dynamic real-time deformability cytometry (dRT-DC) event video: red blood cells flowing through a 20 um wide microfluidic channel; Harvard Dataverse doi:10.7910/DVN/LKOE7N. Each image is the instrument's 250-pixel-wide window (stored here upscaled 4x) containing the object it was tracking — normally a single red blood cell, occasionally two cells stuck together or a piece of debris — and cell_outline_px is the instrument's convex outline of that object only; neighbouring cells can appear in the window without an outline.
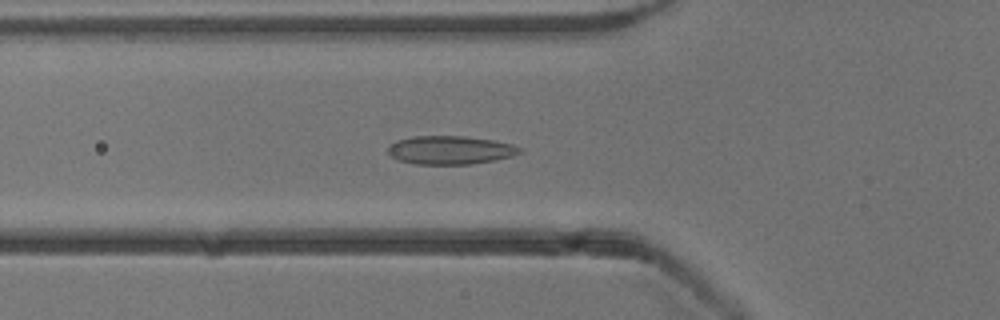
{"species": "common noctule bat (a hibernating species)", "species_latin": "Nyctalus noctula", "temperature_condition": "cold", "stored_images_in_passage": 51, "camera_frame_rate_fps": 3000, "um_per_image_px": 0.085, "animal": {"sex": "male", "body_mass_g": 13.3}, "frame": {"image": 1, "passage_image": 17, "time_ms": 5.333, "image_size_px": [1000, 320], "cell_outline_px": [[524, 152], [512, 156], [472, 164], [412, 164], [396, 160], [388, 156], [388, 144], [396, 140], [412, 136], [464, 136], [492, 140], [512, 144], [520, 148]], "centroid_in_image_um": [38.2, 12.76], "position_along_channel_um": 87.6, "area_um2": 22.08}}
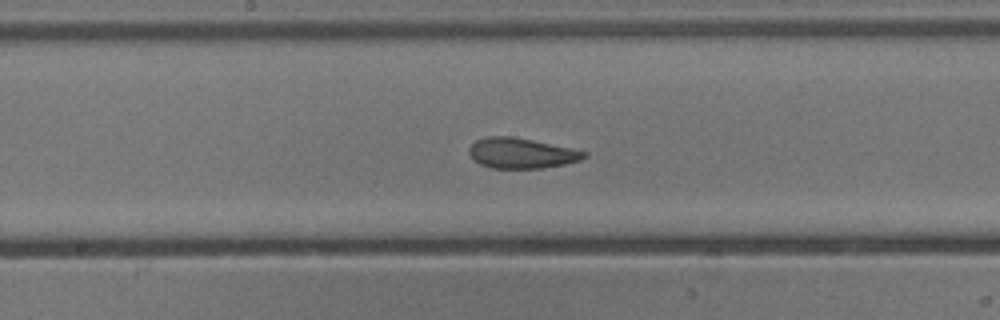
{"frame": {"image": 2, "passage_image": 26, "time_ms": 8.333, "image_size_px": [1000, 320], "cell_outline_px": [[588, 156], [580, 160], [564, 164], [544, 168], [492, 168], [480, 164], [468, 152], [468, 148], [476, 140], [488, 136], [508, 136], [532, 140], [588, 152]], "centroid_in_image_um": [44.32, 13.02], "position_along_channel_um": 203.9, "area_um2": 20.11}}
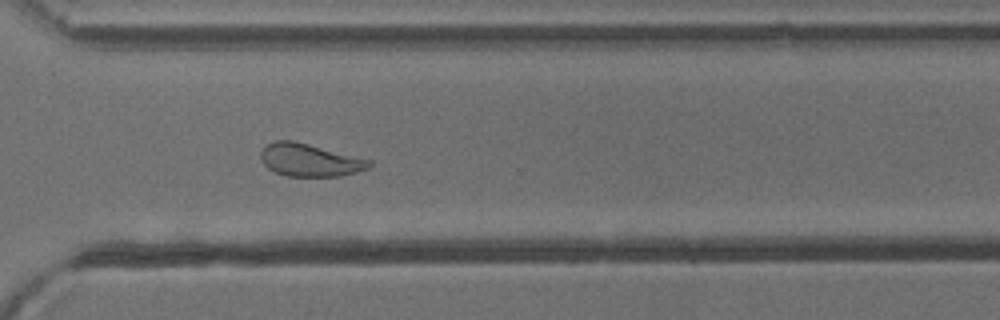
{"frame": {"image": 3, "passage_image": 37, "time_ms": 12.0, "image_size_px": [1000, 320], "cell_outline_px": [[372, 164], [368, 168], [340, 176], [288, 176], [276, 172], [268, 168], [260, 160], [260, 152], [268, 144], [276, 140], [292, 140], [372, 160]], "centroid_in_image_um": [26.31, 13.6], "position_along_channel_um": 344.3, "area_um2": 20.46}, "authors_computed_cell_mechanics": {"area_um2": 22.0796, "velocity_mm_per_s": 3.8569, "shape_relaxation_time_tau1_ms": 5.4146, "shape_relaxation_time_tau2_ms": 1.2882, "deformation_change_tau1": 0.1284, "deformation_change_tau2": 0.0763}}